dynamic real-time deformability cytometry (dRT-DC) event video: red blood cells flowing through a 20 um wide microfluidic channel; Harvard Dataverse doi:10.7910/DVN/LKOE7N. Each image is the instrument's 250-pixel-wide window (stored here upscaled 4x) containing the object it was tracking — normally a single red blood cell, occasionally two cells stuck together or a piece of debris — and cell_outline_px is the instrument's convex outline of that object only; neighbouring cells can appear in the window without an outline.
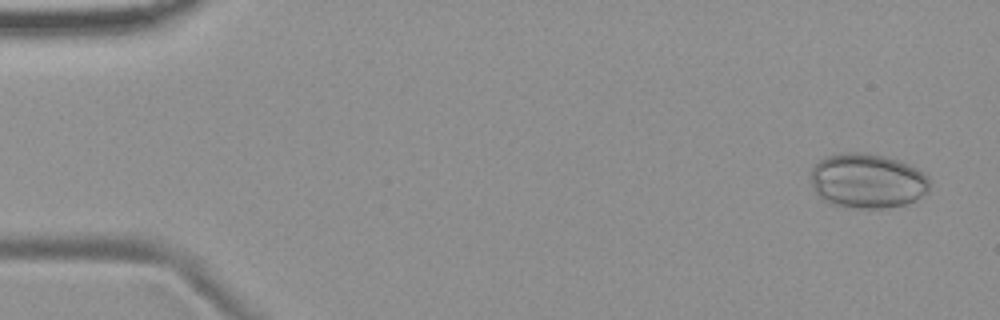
{"species": "common noctule bat (a hibernating species)", "species_latin": "Nyctalus noctula", "temperature_condition": "room temperature", "stored_images_in_passage": 5, "camera_frame_rate_fps": 3000, "um_per_image_px": 0.085, "animal": {"sex": "female", "body_mass_g": 19.9}, "frame": {"image": 1, "passage_image": 1, "time_ms": 0.0, "image_size_px": [1000, 320], "cell_outline_px": [[928, 192], [916, 200], [904, 204], [880, 208], [856, 208], [828, 204], [816, 192], [812, 184], [812, 168], [820, 160], [828, 156], [848, 152], [864, 152], [884, 156], [900, 160], [924, 172], [928, 176]], "centroid_in_image_um": [73.74, 15.37], "position_along_channel_um": 11.3, "area_um2": 37.8}}